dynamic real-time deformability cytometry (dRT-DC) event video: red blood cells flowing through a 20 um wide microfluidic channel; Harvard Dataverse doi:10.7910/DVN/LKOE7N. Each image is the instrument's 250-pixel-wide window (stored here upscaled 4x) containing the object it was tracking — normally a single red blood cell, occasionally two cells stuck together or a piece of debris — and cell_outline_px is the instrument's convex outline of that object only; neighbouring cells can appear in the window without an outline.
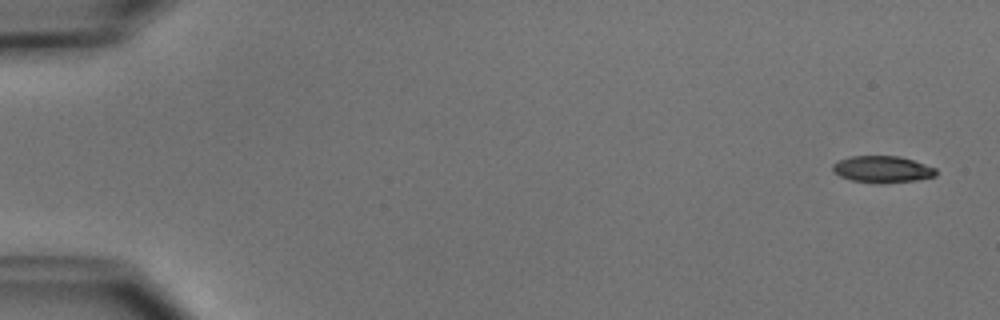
{"species": "common noctule bat (a hibernating species)", "species_latin": "Nyctalus noctula", "temperature_condition": "cold", "stored_images_in_passage": 5, "camera_frame_rate_fps": 3000, "um_per_image_px": 0.085, "animal": {"sex": "male", "body_mass_g": 15.6}, "frame": {"image": 1, "passage_image": 1, "time_ms": 0.0, "image_size_px": [1000, 320], "cell_outline_px": [[936, 176], [916, 180], [880, 184], [852, 180], [840, 176], [832, 172], [832, 164], [848, 156], [900, 156], [936, 168]], "centroid_in_image_um": [74.97, 14.39], "position_along_channel_um": 10.0, "area_um2": 16.13}}
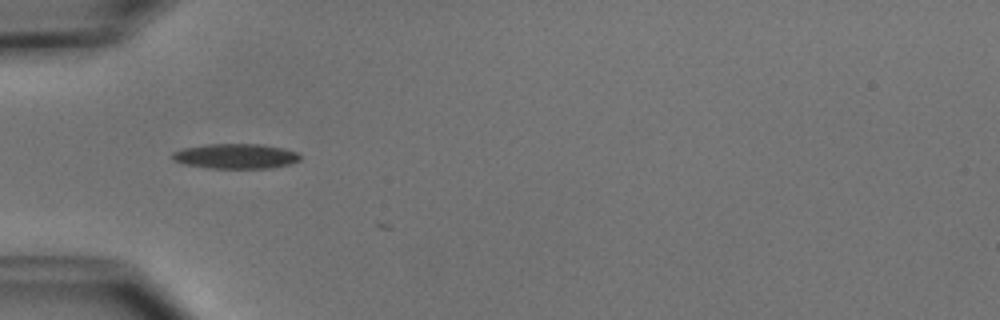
{"frame": {"image": 2, "passage_image": 5, "time_ms": 5.0, "image_size_px": [1000, 320], "cell_outline_px": [[300, 160], [288, 164], [268, 168], [208, 168], [184, 164], [172, 160], [172, 152], [184, 148], [204, 144], [260, 144], [284, 148], [296, 152], [300, 156]], "centroid_in_image_um": [19.99, 13.27], "position_along_channel_um": 65.0, "area_um2": 18.55}}